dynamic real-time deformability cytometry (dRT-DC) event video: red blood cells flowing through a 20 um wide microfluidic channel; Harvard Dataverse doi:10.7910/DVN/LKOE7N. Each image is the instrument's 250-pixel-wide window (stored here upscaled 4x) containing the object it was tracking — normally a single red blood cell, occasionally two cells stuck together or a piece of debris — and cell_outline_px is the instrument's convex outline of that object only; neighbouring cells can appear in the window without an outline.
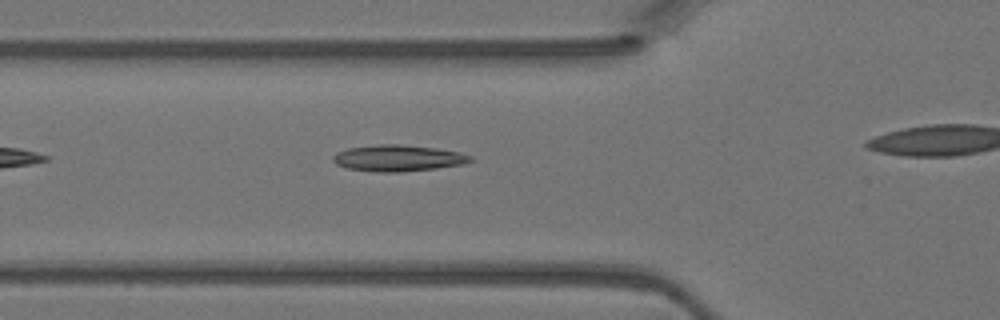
{"species": "Egyptian fruit bat (a non-hibernating species)", "species_latin": "Rousettus aegyptiacus", "temperature_condition": "warm", "stored_images_in_passage": 3, "segment_of_instrument_passage": [1, 2], "camera_frame_rate_fps": 3000, "um_per_image_px": 0.085, "animal": {"sex": "female"}, "frame": {"image": 1, "passage_image": 2, "time_ms": 0.333, "image_size_px": [1000, 320], "cell_outline_px": [[472, 160], [464, 164], [436, 168], [400, 172], [376, 172], [348, 168], [336, 164], [332, 160], [332, 156], [336, 152], [348, 148], [380, 144], [400, 144], [436, 148], [460, 152], [472, 156]], "centroid_in_image_um": [33.82, 13.44], "position_along_channel_um": 92.0, "area_um2": 21.1}}